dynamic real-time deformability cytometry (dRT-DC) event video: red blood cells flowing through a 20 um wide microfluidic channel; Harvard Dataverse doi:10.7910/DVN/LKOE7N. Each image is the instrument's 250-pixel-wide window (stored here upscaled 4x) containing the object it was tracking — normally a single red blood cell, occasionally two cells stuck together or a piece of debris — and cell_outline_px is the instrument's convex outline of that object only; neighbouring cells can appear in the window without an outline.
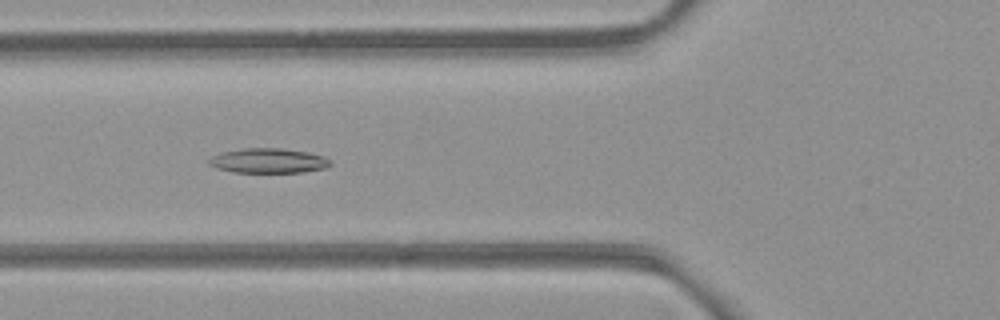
{"species": "common noctule bat (a hibernating species)", "species_latin": "Nyctalus noctula", "temperature_condition": "room temperature", "stored_images_in_passage": 41, "camera_frame_rate_fps": 3000, "um_per_image_px": 0.085, "animal": {"sex": "female", "body_mass_g": 21.9}, "frame": {"image": 1, "passage_image": 8, "time_ms": 2.333, "image_size_px": [1000, 320], "cell_outline_px": [[332, 164], [324, 168], [304, 172], [232, 172], [216, 168], [208, 164], [208, 160], [212, 156], [224, 152], [244, 148], [284, 148], [308, 152], [324, 156], [332, 160]], "centroid_in_image_um": [22.84, 13.66], "position_along_channel_um": 103.0, "area_um2": 17.57}}
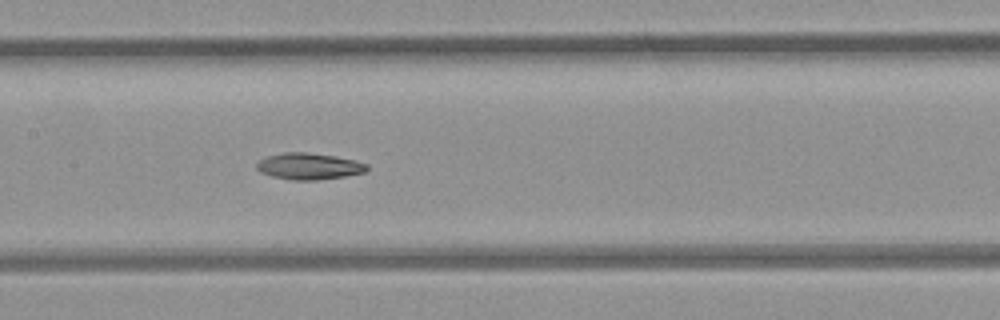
{"frame": {"image": 2, "passage_image": 14, "time_ms": 4.333, "image_size_px": [1000, 320], "cell_outline_px": [[368, 172], [344, 176], [316, 180], [292, 180], [272, 176], [260, 172], [256, 168], [256, 164], [260, 160], [268, 156], [284, 152], [304, 152], [332, 156], [356, 160], [368, 164]], "centroid_in_image_um": [26.28, 14.14], "position_along_channel_um": 181.1, "area_um2": 16.94}}
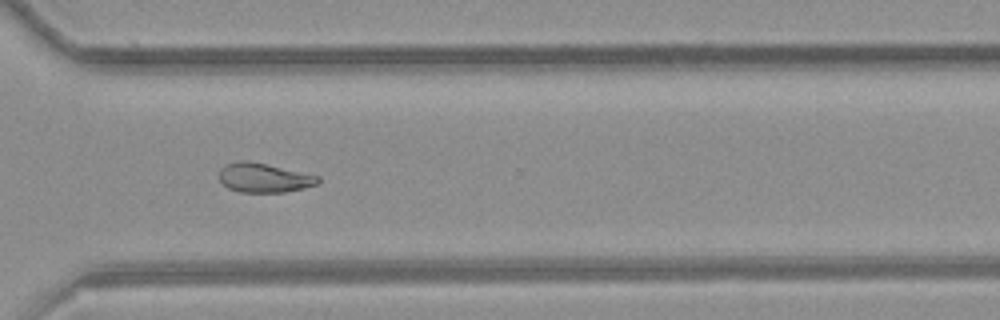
{"frame": {"image": 3, "passage_image": 27, "time_ms": 8.667, "image_size_px": [1000, 320], "cell_outline_px": [[320, 184], [304, 188], [284, 192], [240, 192], [228, 188], [220, 180], [220, 168], [224, 164], [240, 160], [244, 160], [264, 164], [320, 176]], "centroid_in_image_um": [22.44, 15.12], "position_along_channel_um": 348.2, "area_um2": 16.76}}